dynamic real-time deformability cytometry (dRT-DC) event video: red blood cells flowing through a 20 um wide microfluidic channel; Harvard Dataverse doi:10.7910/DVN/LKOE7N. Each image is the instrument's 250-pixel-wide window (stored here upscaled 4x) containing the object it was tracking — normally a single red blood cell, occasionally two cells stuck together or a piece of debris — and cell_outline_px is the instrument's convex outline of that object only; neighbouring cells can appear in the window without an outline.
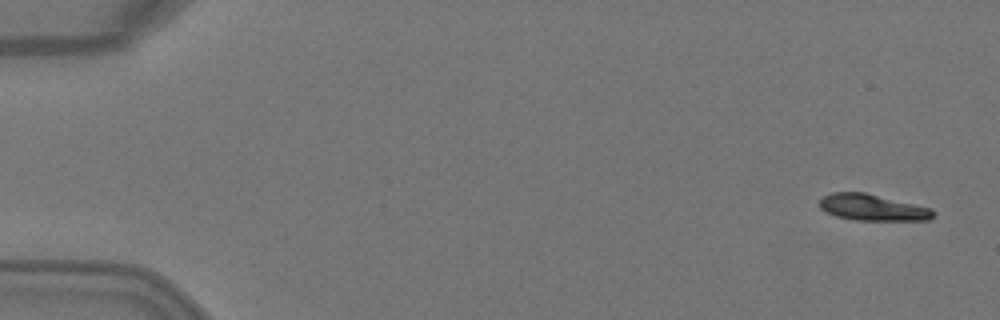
{"species": "Egyptian fruit bat (a non-hibernating species)", "species_latin": "Rousettus aegyptiacus", "temperature_condition": "warm", "stored_images_in_passage": 5, "camera_frame_rate_fps": 3000, "um_per_image_px": 0.085, "animal": {"sex": "female"}, "frame": {"image": 1, "passage_image": 1, "time_ms": 0.0, "image_size_px": [1000, 320], "cell_outline_px": [[936, 212], [928, 220], [856, 220], [836, 216], [824, 212], [820, 208], [820, 200], [824, 196], [832, 192], [864, 192], [932, 208]], "centroid_in_image_um": [74.15, 17.63], "position_along_channel_um": 10.8, "area_um2": 17.4}}
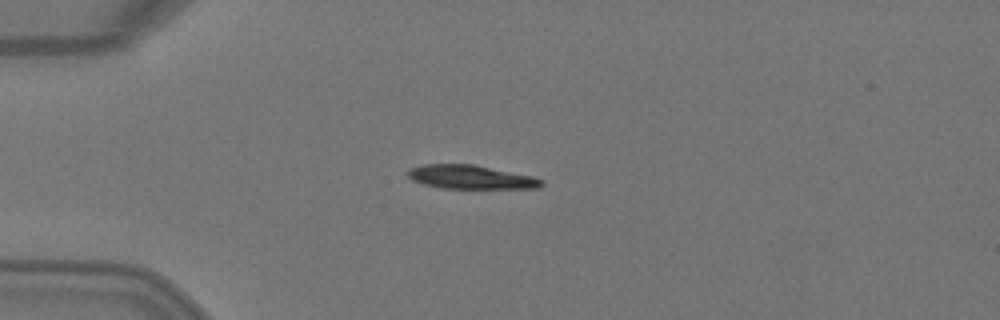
{"frame": {"image": 2, "passage_image": 4, "time_ms": 1.0, "image_size_px": [1000, 320], "cell_outline_px": [[544, 184], [540, 188], [440, 188], [424, 184], [412, 180], [408, 176], [408, 168], [424, 164], [472, 164], [532, 176], [544, 180]], "centroid_in_image_um": [40.01, 15.05], "position_along_channel_um": 45.0, "area_um2": 18.44}}
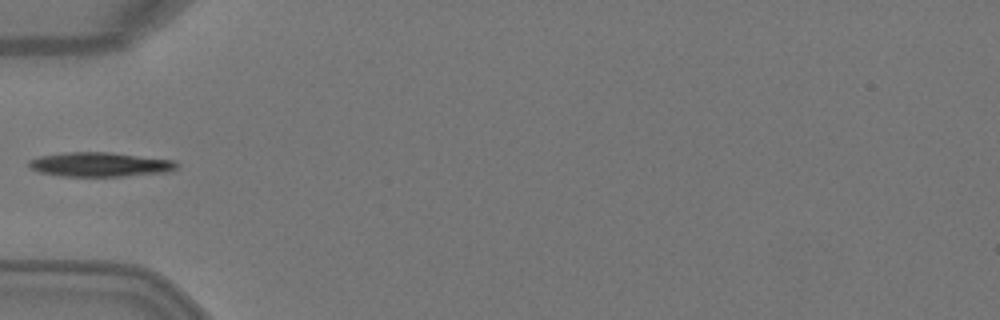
{"frame": {"image": 3, "passage_image": 5, "time_ms": 1.333, "image_size_px": [1000, 320], "cell_outline_px": [[180, 164], [176, 168], [168, 172], [124, 176], [60, 176], [40, 172], [28, 168], [28, 160], [40, 156], [64, 152], [112, 152], [172, 160]], "centroid_in_image_um": [8.47, 13.98], "position_along_channel_um": 76.5, "area_um2": 21.1}}